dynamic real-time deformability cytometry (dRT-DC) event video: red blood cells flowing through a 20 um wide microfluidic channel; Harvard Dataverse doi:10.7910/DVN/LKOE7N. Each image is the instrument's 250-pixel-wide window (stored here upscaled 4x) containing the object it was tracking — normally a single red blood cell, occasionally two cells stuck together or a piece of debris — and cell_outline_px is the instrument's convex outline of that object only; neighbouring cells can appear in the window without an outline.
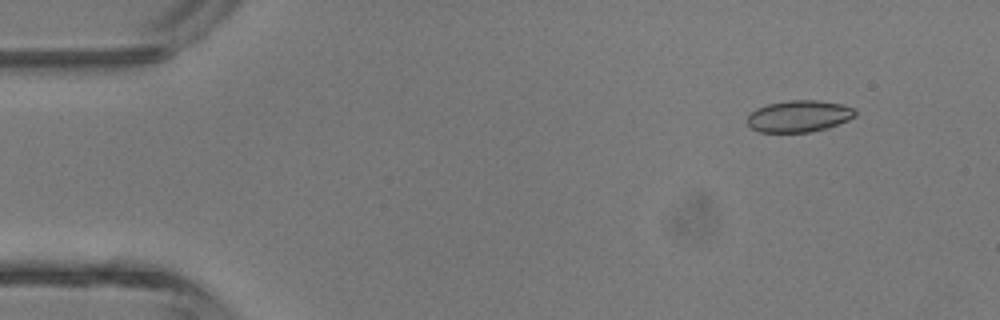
{"species": "common noctule bat (a hibernating species)", "species_latin": "Nyctalus noctula", "temperature_condition": "room temperature", "stored_images_in_passage": 5, "camera_frame_rate_fps": 3000, "um_per_image_px": 0.085, "animal": {"sex": "male", "body_mass_g": 13.3}, "frame": {"image": 1, "passage_image": 2, "time_ms": 1.333, "image_size_px": [1000, 320], "cell_outline_px": [[856, 116], [848, 120], [828, 128], [808, 132], [760, 132], [752, 128], [748, 124], [748, 116], [756, 108], [768, 104], [788, 100], [816, 100], [844, 104], [856, 108]], "centroid_in_image_um": [67.96, 9.87], "position_along_channel_um": 17.0, "area_um2": 20.0}}
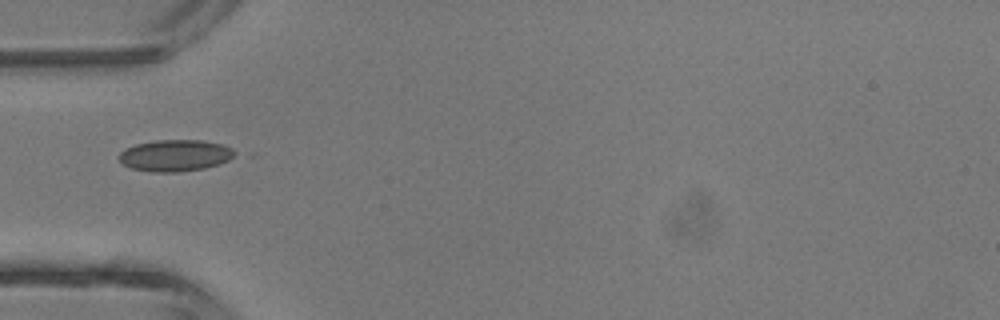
{"frame": {"image": 2, "passage_image": 5, "time_ms": 4.667, "image_size_px": [1000, 320], "cell_outline_px": [[240, 152], [236, 156], [220, 164], [204, 168], [176, 172], [152, 172], [132, 168], [120, 164], [120, 152], [124, 148], [136, 144], [156, 140], [200, 140], [224, 144]], "centroid_in_image_um": [14.93, 13.21], "position_along_channel_um": 70.1, "area_um2": 21.56}}